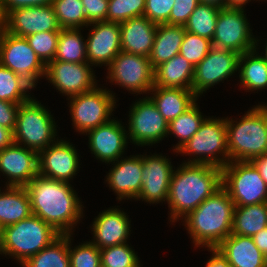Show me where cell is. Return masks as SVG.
<instances>
[{"label":"cell","instance_id":"cell-22","mask_svg":"<svg viewBox=\"0 0 267 267\" xmlns=\"http://www.w3.org/2000/svg\"><path fill=\"white\" fill-rule=\"evenodd\" d=\"M128 216L118 208L102 211L92 225L93 244L99 249L125 244L131 232Z\"/></svg>","mask_w":267,"mask_h":267},{"label":"cell","instance_id":"cell-52","mask_svg":"<svg viewBox=\"0 0 267 267\" xmlns=\"http://www.w3.org/2000/svg\"><path fill=\"white\" fill-rule=\"evenodd\" d=\"M6 32V13L4 12L2 0H0V38Z\"/></svg>","mask_w":267,"mask_h":267},{"label":"cell","instance_id":"cell-34","mask_svg":"<svg viewBox=\"0 0 267 267\" xmlns=\"http://www.w3.org/2000/svg\"><path fill=\"white\" fill-rule=\"evenodd\" d=\"M220 8L199 3L184 24L185 31L212 41Z\"/></svg>","mask_w":267,"mask_h":267},{"label":"cell","instance_id":"cell-55","mask_svg":"<svg viewBox=\"0 0 267 267\" xmlns=\"http://www.w3.org/2000/svg\"><path fill=\"white\" fill-rule=\"evenodd\" d=\"M264 267H267V253L264 254Z\"/></svg>","mask_w":267,"mask_h":267},{"label":"cell","instance_id":"cell-11","mask_svg":"<svg viewBox=\"0 0 267 267\" xmlns=\"http://www.w3.org/2000/svg\"><path fill=\"white\" fill-rule=\"evenodd\" d=\"M0 64L22 76L33 87L45 77L46 65L30 47L25 37L5 32L0 38Z\"/></svg>","mask_w":267,"mask_h":267},{"label":"cell","instance_id":"cell-43","mask_svg":"<svg viewBox=\"0 0 267 267\" xmlns=\"http://www.w3.org/2000/svg\"><path fill=\"white\" fill-rule=\"evenodd\" d=\"M175 0H145L144 16L156 25L169 24Z\"/></svg>","mask_w":267,"mask_h":267},{"label":"cell","instance_id":"cell-37","mask_svg":"<svg viewBox=\"0 0 267 267\" xmlns=\"http://www.w3.org/2000/svg\"><path fill=\"white\" fill-rule=\"evenodd\" d=\"M52 6L61 29H81L89 25L81 0H53Z\"/></svg>","mask_w":267,"mask_h":267},{"label":"cell","instance_id":"cell-26","mask_svg":"<svg viewBox=\"0 0 267 267\" xmlns=\"http://www.w3.org/2000/svg\"><path fill=\"white\" fill-rule=\"evenodd\" d=\"M150 93L153 95L149 98L168 123L186 112L199 98L193 90L159 86H154Z\"/></svg>","mask_w":267,"mask_h":267},{"label":"cell","instance_id":"cell-49","mask_svg":"<svg viewBox=\"0 0 267 267\" xmlns=\"http://www.w3.org/2000/svg\"><path fill=\"white\" fill-rule=\"evenodd\" d=\"M14 143L13 131L0 126V151Z\"/></svg>","mask_w":267,"mask_h":267},{"label":"cell","instance_id":"cell-8","mask_svg":"<svg viewBox=\"0 0 267 267\" xmlns=\"http://www.w3.org/2000/svg\"><path fill=\"white\" fill-rule=\"evenodd\" d=\"M222 186L235 206L267 202V184L251 161H230L225 165Z\"/></svg>","mask_w":267,"mask_h":267},{"label":"cell","instance_id":"cell-16","mask_svg":"<svg viewBox=\"0 0 267 267\" xmlns=\"http://www.w3.org/2000/svg\"><path fill=\"white\" fill-rule=\"evenodd\" d=\"M79 155L68 141H57L38 152V175L69 182L79 169Z\"/></svg>","mask_w":267,"mask_h":267},{"label":"cell","instance_id":"cell-45","mask_svg":"<svg viewBox=\"0 0 267 267\" xmlns=\"http://www.w3.org/2000/svg\"><path fill=\"white\" fill-rule=\"evenodd\" d=\"M89 24L106 21L109 0H81Z\"/></svg>","mask_w":267,"mask_h":267},{"label":"cell","instance_id":"cell-29","mask_svg":"<svg viewBox=\"0 0 267 267\" xmlns=\"http://www.w3.org/2000/svg\"><path fill=\"white\" fill-rule=\"evenodd\" d=\"M31 215V203L25 187L6 186L5 192L0 189L1 229Z\"/></svg>","mask_w":267,"mask_h":267},{"label":"cell","instance_id":"cell-32","mask_svg":"<svg viewBox=\"0 0 267 267\" xmlns=\"http://www.w3.org/2000/svg\"><path fill=\"white\" fill-rule=\"evenodd\" d=\"M22 267H70L69 235H60L50 245L28 258Z\"/></svg>","mask_w":267,"mask_h":267},{"label":"cell","instance_id":"cell-36","mask_svg":"<svg viewBox=\"0 0 267 267\" xmlns=\"http://www.w3.org/2000/svg\"><path fill=\"white\" fill-rule=\"evenodd\" d=\"M32 88L22 76L0 64V100L21 104L31 98L27 91Z\"/></svg>","mask_w":267,"mask_h":267},{"label":"cell","instance_id":"cell-19","mask_svg":"<svg viewBox=\"0 0 267 267\" xmlns=\"http://www.w3.org/2000/svg\"><path fill=\"white\" fill-rule=\"evenodd\" d=\"M0 171L9 178L6 186L24 187L38 175V152L13 143L0 151Z\"/></svg>","mask_w":267,"mask_h":267},{"label":"cell","instance_id":"cell-44","mask_svg":"<svg viewBox=\"0 0 267 267\" xmlns=\"http://www.w3.org/2000/svg\"><path fill=\"white\" fill-rule=\"evenodd\" d=\"M198 4L199 0H175L169 16V24L184 25Z\"/></svg>","mask_w":267,"mask_h":267},{"label":"cell","instance_id":"cell-50","mask_svg":"<svg viewBox=\"0 0 267 267\" xmlns=\"http://www.w3.org/2000/svg\"><path fill=\"white\" fill-rule=\"evenodd\" d=\"M255 245L259 248V250L263 253H267V227L265 229L260 230L254 236H252Z\"/></svg>","mask_w":267,"mask_h":267},{"label":"cell","instance_id":"cell-2","mask_svg":"<svg viewBox=\"0 0 267 267\" xmlns=\"http://www.w3.org/2000/svg\"><path fill=\"white\" fill-rule=\"evenodd\" d=\"M222 186V169L209 164L183 163L173 170L168 195L171 222L194 211Z\"/></svg>","mask_w":267,"mask_h":267},{"label":"cell","instance_id":"cell-30","mask_svg":"<svg viewBox=\"0 0 267 267\" xmlns=\"http://www.w3.org/2000/svg\"><path fill=\"white\" fill-rule=\"evenodd\" d=\"M267 227V202L235 206L232 234L252 237Z\"/></svg>","mask_w":267,"mask_h":267},{"label":"cell","instance_id":"cell-14","mask_svg":"<svg viewBox=\"0 0 267 267\" xmlns=\"http://www.w3.org/2000/svg\"><path fill=\"white\" fill-rule=\"evenodd\" d=\"M240 54L212 47L206 57L194 67L192 90L199 97L211 86L228 79L239 70Z\"/></svg>","mask_w":267,"mask_h":267},{"label":"cell","instance_id":"cell-3","mask_svg":"<svg viewBox=\"0 0 267 267\" xmlns=\"http://www.w3.org/2000/svg\"><path fill=\"white\" fill-rule=\"evenodd\" d=\"M234 208L227 190L221 186L184 217L183 222L194 245L216 248L232 234Z\"/></svg>","mask_w":267,"mask_h":267},{"label":"cell","instance_id":"cell-17","mask_svg":"<svg viewBox=\"0 0 267 267\" xmlns=\"http://www.w3.org/2000/svg\"><path fill=\"white\" fill-rule=\"evenodd\" d=\"M141 157L143 159L142 189L136 199H142L150 204L167 201L173 173L170 160L158 154L141 155Z\"/></svg>","mask_w":267,"mask_h":267},{"label":"cell","instance_id":"cell-9","mask_svg":"<svg viewBox=\"0 0 267 267\" xmlns=\"http://www.w3.org/2000/svg\"><path fill=\"white\" fill-rule=\"evenodd\" d=\"M112 91L95 87L94 89L70 99V113L76 131L82 134L108 123L116 105Z\"/></svg>","mask_w":267,"mask_h":267},{"label":"cell","instance_id":"cell-21","mask_svg":"<svg viewBox=\"0 0 267 267\" xmlns=\"http://www.w3.org/2000/svg\"><path fill=\"white\" fill-rule=\"evenodd\" d=\"M89 148L92 153L102 162L115 163L125 151L127 146V131L115 119L89 130Z\"/></svg>","mask_w":267,"mask_h":267},{"label":"cell","instance_id":"cell-7","mask_svg":"<svg viewBox=\"0 0 267 267\" xmlns=\"http://www.w3.org/2000/svg\"><path fill=\"white\" fill-rule=\"evenodd\" d=\"M177 153L196 155L197 158L190 159L185 163L209 164L222 169L229 163L226 120L205 118L199 130ZM217 153L218 155L222 154L223 158L218 157Z\"/></svg>","mask_w":267,"mask_h":267},{"label":"cell","instance_id":"cell-28","mask_svg":"<svg viewBox=\"0 0 267 267\" xmlns=\"http://www.w3.org/2000/svg\"><path fill=\"white\" fill-rule=\"evenodd\" d=\"M184 36V25L167 23L157 25L152 51L149 56L151 67L155 69L163 62L179 54Z\"/></svg>","mask_w":267,"mask_h":267},{"label":"cell","instance_id":"cell-12","mask_svg":"<svg viewBox=\"0 0 267 267\" xmlns=\"http://www.w3.org/2000/svg\"><path fill=\"white\" fill-rule=\"evenodd\" d=\"M107 69L110 82L126 90L145 94L154 87V69L149 57L120 51Z\"/></svg>","mask_w":267,"mask_h":267},{"label":"cell","instance_id":"cell-39","mask_svg":"<svg viewBox=\"0 0 267 267\" xmlns=\"http://www.w3.org/2000/svg\"><path fill=\"white\" fill-rule=\"evenodd\" d=\"M145 0H109L106 21L122 23L144 15Z\"/></svg>","mask_w":267,"mask_h":267},{"label":"cell","instance_id":"cell-47","mask_svg":"<svg viewBox=\"0 0 267 267\" xmlns=\"http://www.w3.org/2000/svg\"><path fill=\"white\" fill-rule=\"evenodd\" d=\"M53 0H2L4 12L7 14L9 11L19 8L32 7V6H47L52 4Z\"/></svg>","mask_w":267,"mask_h":267},{"label":"cell","instance_id":"cell-5","mask_svg":"<svg viewBox=\"0 0 267 267\" xmlns=\"http://www.w3.org/2000/svg\"><path fill=\"white\" fill-rule=\"evenodd\" d=\"M60 235L52 226L32 214L1 229L0 254L14 257L23 264Z\"/></svg>","mask_w":267,"mask_h":267},{"label":"cell","instance_id":"cell-15","mask_svg":"<svg viewBox=\"0 0 267 267\" xmlns=\"http://www.w3.org/2000/svg\"><path fill=\"white\" fill-rule=\"evenodd\" d=\"M90 66L88 62L52 60L46 65L45 76L60 93L71 97L96 87L95 73Z\"/></svg>","mask_w":267,"mask_h":267},{"label":"cell","instance_id":"cell-35","mask_svg":"<svg viewBox=\"0 0 267 267\" xmlns=\"http://www.w3.org/2000/svg\"><path fill=\"white\" fill-rule=\"evenodd\" d=\"M197 106L195 103L186 112L169 122L167 134H174L179 139L174 149L175 152L191 139L205 120Z\"/></svg>","mask_w":267,"mask_h":267},{"label":"cell","instance_id":"cell-56","mask_svg":"<svg viewBox=\"0 0 267 267\" xmlns=\"http://www.w3.org/2000/svg\"><path fill=\"white\" fill-rule=\"evenodd\" d=\"M266 48L264 49L265 50V56L263 55V57L267 60V42H266Z\"/></svg>","mask_w":267,"mask_h":267},{"label":"cell","instance_id":"cell-42","mask_svg":"<svg viewBox=\"0 0 267 267\" xmlns=\"http://www.w3.org/2000/svg\"><path fill=\"white\" fill-rule=\"evenodd\" d=\"M69 234L70 267H101L100 249L92 242H85L72 249Z\"/></svg>","mask_w":267,"mask_h":267},{"label":"cell","instance_id":"cell-1","mask_svg":"<svg viewBox=\"0 0 267 267\" xmlns=\"http://www.w3.org/2000/svg\"><path fill=\"white\" fill-rule=\"evenodd\" d=\"M25 189L32 214L41 218L61 235H71L83 214L78 196L69 182L37 175Z\"/></svg>","mask_w":267,"mask_h":267},{"label":"cell","instance_id":"cell-54","mask_svg":"<svg viewBox=\"0 0 267 267\" xmlns=\"http://www.w3.org/2000/svg\"><path fill=\"white\" fill-rule=\"evenodd\" d=\"M199 3L214 5L220 9L225 8V0H199Z\"/></svg>","mask_w":267,"mask_h":267},{"label":"cell","instance_id":"cell-41","mask_svg":"<svg viewBox=\"0 0 267 267\" xmlns=\"http://www.w3.org/2000/svg\"><path fill=\"white\" fill-rule=\"evenodd\" d=\"M212 47L211 40L185 31L179 54L195 67L206 57Z\"/></svg>","mask_w":267,"mask_h":267},{"label":"cell","instance_id":"cell-6","mask_svg":"<svg viewBox=\"0 0 267 267\" xmlns=\"http://www.w3.org/2000/svg\"><path fill=\"white\" fill-rule=\"evenodd\" d=\"M56 126L49 110L31 97L19 105L13 131L14 143L39 152L57 141Z\"/></svg>","mask_w":267,"mask_h":267},{"label":"cell","instance_id":"cell-51","mask_svg":"<svg viewBox=\"0 0 267 267\" xmlns=\"http://www.w3.org/2000/svg\"><path fill=\"white\" fill-rule=\"evenodd\" d=\"M267 184V153L251 161Z\"/></svg>","mask_w":267,"mask_h":267},{"label":"cell","instance_id":"cell-13","mask_svg":"<svg viewBox=\"0 0 267 267\" xmlns=\"http://www.w3.org/2000/svg\"><path fill=\"white\" fill-rule=\"evenodd\" d=\"M127 137L138 146L152 145L168 136L169 123L147 96L133 104L129 111ZM132 140V141H131Z\"/></svg>","mask_w":267,"mask_h":267},{"label":"cell","instance_id":"cell-20","mask_svg":"<svg viewBox=\"0 0 267 267\" xmlns=\"http://www.w3.org/2000/svg\"><path fill=\"white\" fill-rule=\"evenodd\" d=\"M88 26L94 27L86 39L88 63L109 66L121 51L120 23L101 21Z\"/></svg>","mask_w":267,"mask_h":267},{"label":"cell","instance_id":"cell-27","mask_svg":"<svg viewBox=\"0 0 267 267\" xmlns=\"http://www.w3.org/2000/svg\"><path fill=\"white\" fill-rule=\"evenodd\" d=\"M194 66L177 54L154 69V86L192 90Z\"/></svg>","mask_w":267,"mask_h":267},{"label":"cell","instance_id":"cell-48","mask_svg":"<svg viewBox=\"0 0 267 267\" xmlns=\"http://www.w3.org/2000/svg\"><path fill=\"white\" fill-rule=\"evenodd\" d=\"M212 257L206 263V267H230L227 258L217 248H208Z\"/></svg>","mask_w":267,"mask_h":267},{"label":"cell","instance_id":"cell-40","mask_svg":"<svg viewBox=\"0 0 267 267\" xmlns=\"http://www.w3.org/2000/svg\"><path fill=\"white\" fill-rule=\"evenodd\" d=\"M59 33L60 31H43L25 37L45 65L54 60Z\"/></svg>","mask_w":267,"mask_h":267},{"label":"cell","instance_id":"cell-53","mask_svg":"<svg viewBox=\"0 0 267 267\" xmlns=\"http://www.w3.org/2000/svg\"><path fill=\"white\" fill-rule=\"evenodd\" d=\"M249 0H225L226 7L242 8ZM251 1V0H250Z\"/></svg>","mask_w":267,"mask_h":267},{"label":"cell","instance_id":"cell-46","mask_svg":"<svg viewBox=\"0 0 267 267\" xmlns=\"http://www.w3.org/2000/svg\"><path fill=\"white\" fill-rule=\"evenodd\" d=\"M20 104L0 100V126L14 131Z\"/></svg>","mask_w":267,"mask_h":267},{"label":"cell","instance_id":"cell-31","mask_svg":"<svg viewBox=\"0 0 267 267\" xmlns=\"http://www.w3.org/2000/svg\"><path fill=\"white\" fill-rule=\"evenodd\" d=\"M257 53L254 49L241 54L239 58L240 83L248 91L267 87V60Z\"/></svg>","mask_w":267,"mask_h":267},{"label":"cell","instance_id":"cell-23","mask_svg":"<svg viewBox=\"0 0 267 267\" xmlns=\"http://www.w3.org/2000/svg\"><path fill=\"white\" fill-rule=\"evenodd\" d=\"M117 160L106 177V182L118 196V200L132 198L136 199L142 189V167L141 155Z\"/></svg>","mask_w":267,"mask_h":267},{"label":"cell","instance_id":"cell-4","mask_svg":"<svg viewBox=\"0 0 267 267\" xmlns=\"http://www.w3.org/2000/svg\"><path fill=\"white\" fill-rule=\"evenodd\" d=\"M225 120L229 162L252 161L267 153V105L248 110L238 122Z\"/></svg>","mask_w":267,"mask_h":267},{"label":"cell","instance_id":"cell-25","mask_svg":"<svg viewBox=\"0 0 267 267\" xmlns=\"http://www.w3.org/2000/svg\"><path fill=\"white\" fill-rule=\"evenodd\" d=\"M230 267H264V254L252 237L230 234L217 247Z\"/></svg>","mask_w":267,"mask_h":267},{"label":"cell","instance_id":"cell-10","mask_svg":"<svg viewBox=\"0 0 267 267\" xmlns=\"http://www.w3.org/2000/svg\"><path fill=\"white\" fill-rule=\"evenodd\" d=\"M243 8H221L216 22L212 46L232 50L240 55L257 49L258 40L251 33Z\"/></svg>","mask_w":267,"mask_h":267},{"label":"cell","instance_id":"cell-24","mask_svg":"<svg viewBox=\"0 0 267 267\" xmlns=\"http://www.w3.org/2000/svg\"><path fill=\"white\" fill-rule=\"evenodd\" d=\"M157 25L147 17H133L120 23L121 51L149 57Z\"/></svg>","mask_w":267,"mask_h":267},{"label":"cell","instance_id":"cell-38","mask_svg":"<svg viewBox=\"0 0 267 267\" xmlns=\"http://www.w3.org/2000/svg\"><path fill=\"white\" fill-rule=\"evenodd\" d=\"M101 267H140V261L129 244L100 249Z\"/></svg>","mask_w":267,"mask_h":267},{"label":"cell","instance_id":"cell-33","mask_svg":"<svg viewBox=\"0 0 267 267\" xmlns=\"http://www.w3.org/2000/svg\"><path fill=\"white\" fill-rule=\"evenodd\" d=\"M82 29H61L54 60L82 63L87 61L86 41ZM84 41V42H83Z\"/></svg>","mask_w":267,"mask_h":267},{"label":"cell","instance_id":"cell-18","mask_svg":"<svg viewBox=\"0 0 267 267\" xmlns=\"http://www.w3.org/2000/svg\"><path fill=\"white\" fill-rule=\"evenodd\" d=\"M60 30L52 4L19 8L6 14V32L16 36L27 37L43 31Z\"/></svg>","mask_w":267,"mask_h":267}]
</instances>
